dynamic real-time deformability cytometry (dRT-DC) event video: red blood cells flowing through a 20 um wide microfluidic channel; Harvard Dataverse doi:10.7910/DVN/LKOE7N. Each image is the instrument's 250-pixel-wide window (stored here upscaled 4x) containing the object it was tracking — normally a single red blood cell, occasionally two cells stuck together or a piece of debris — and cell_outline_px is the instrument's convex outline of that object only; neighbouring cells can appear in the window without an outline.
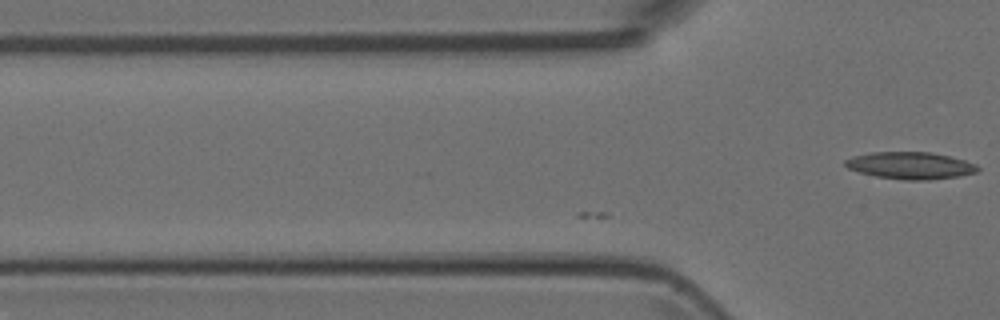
{"species": "Egyptian fruit bat (a non-hibernating species)", "species_latin": "Rousettus aegyptiacus", "temperature_condition": "room temperature", "stored_images_in_passage": 7, "camera_frame_rate_fps": 3000, "um_per_image_px": 0.085, "animal": {"sex": "female"}, "frame": {"image": 1, "passage_image": 7, "time_ms": 2.0, "image_size_px": [1000, 320], "cell_outline_px": [[980, 168], [976, 172], [960, 176], [928, 180], [904, 180], [876, 176], [860, 172], [848, 168], [844, 164], [844, 160], [852, 156], [872, 152], [932, 152], [964, 160], [976, 164]], "centroid_in_image_um": [77.38, 14.07], "position_along_channel_um": 48.4, "area_um2": 20.87}}